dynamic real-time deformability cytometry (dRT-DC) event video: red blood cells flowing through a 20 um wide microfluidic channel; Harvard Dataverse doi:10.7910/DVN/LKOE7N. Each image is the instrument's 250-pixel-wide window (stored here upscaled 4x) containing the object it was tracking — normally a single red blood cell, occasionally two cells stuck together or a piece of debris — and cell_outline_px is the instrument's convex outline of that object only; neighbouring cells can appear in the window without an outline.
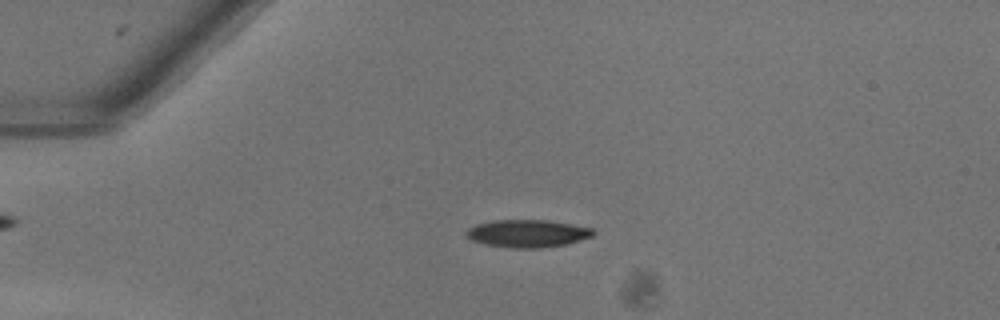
{"species": "common noctule bat (a hibernating species)", "species_latin": "Nyctalus noctula", "temperature_condition": "warm", "stored_images_in_passage": 51, "camera_frame_rate_fps": 3000, "um_per_image_px": 0.085, "animal": {"sex": "female"}, "frame": {"image": 1, "passage_image": 13, "time_ms": 4.0, "image_size_px": [1000, 320], "cell_outline_px": [[596, 232], [592, 236], [568, 244], [540, 248], [508, 248], [484, 244], [472, 240], [464, 232], [468, 228], [476, 224], [492, 220], [548, 220], [592, 228]], "centroid_in_image_um": [44.82, 19.85], "position_along_channel_um": 40.2, "area_um2": 20.52}}
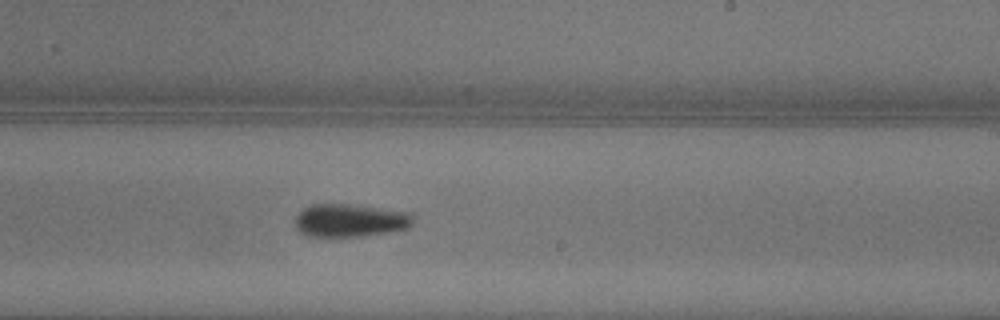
{"frame": {"image": 2, "passage_image": 32, "time_ms": 10.333, "image_size_px": [1000, 320], "cell_outline_px": [[416, 216], [412, 224], [408, 228], [392, 232], [368, 236], [308, 236], [300, 232], [296, 228], [296, 216], [304, 208], [312, 204], [352, 204], [412, 212]], "centroid_in_image_um": [29.84, 18.73], "position_along_channel_um": 259.2, "area_um2": 23.06}}
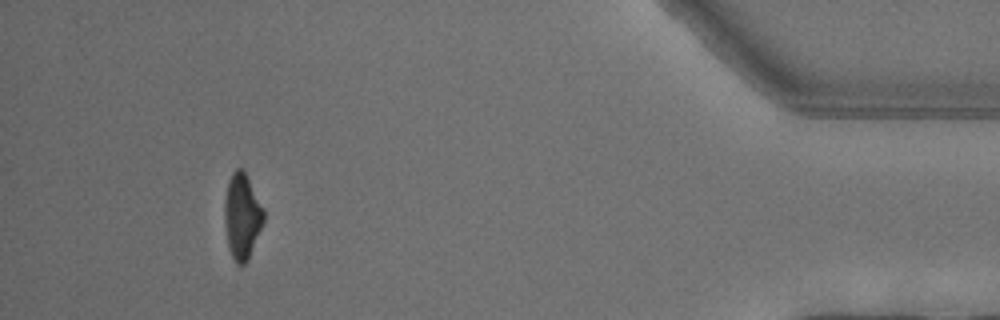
{"frame": {"image": 3, "passage_image": 48, "time_ms": 15.667, "image_size_px": [1000, 320], "cell_outline_px": [[264, 220], [248, 260], [244, 264], [236, 264], [228, 248], [224, 224], [224, 200], [228, 180], [232, 172], [236, 168], [244, 168], [264, 208]], "centroid_in_image_um": [20.56, 18.34], "position_along_channel_um": 414.6, "area_um2": 19.83}}